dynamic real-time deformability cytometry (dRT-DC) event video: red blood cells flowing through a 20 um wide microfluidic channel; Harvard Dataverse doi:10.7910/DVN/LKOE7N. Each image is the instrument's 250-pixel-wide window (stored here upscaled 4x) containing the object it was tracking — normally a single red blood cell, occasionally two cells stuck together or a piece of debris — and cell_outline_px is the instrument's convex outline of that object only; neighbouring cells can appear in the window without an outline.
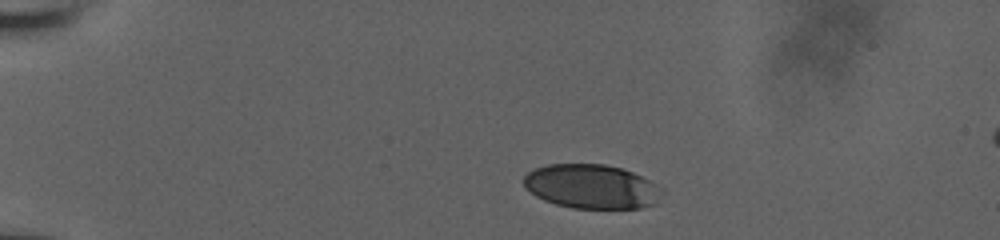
{"species": "human", "species_latin": "Homo sapiens", "temperature_condition": "room temperature", "stored_images_in_passage": 38, "camera_frame_rate_fps": 3000, "um_per_image_px": 0.085, "donor": {"sex": "male"}, "frame": {"image": 1, "passage_image": 1, "time_ms": 0.0, "image_size_px": [1000, 240], "cell_outline_px": [[664, 192], [652, 204], [640, 208], [572, 208], [556, 204], [544, 200], [536, 196], [524, 188], [524, 176], [528, 172], [536, 168], [548, 164], [604, 164], [620, 168], [632, 172], [664, 188]], "centroid_in_image_um": [50.26, 15.85], "position_along_channel_um": 34.7, "area_um2": 35.49}}
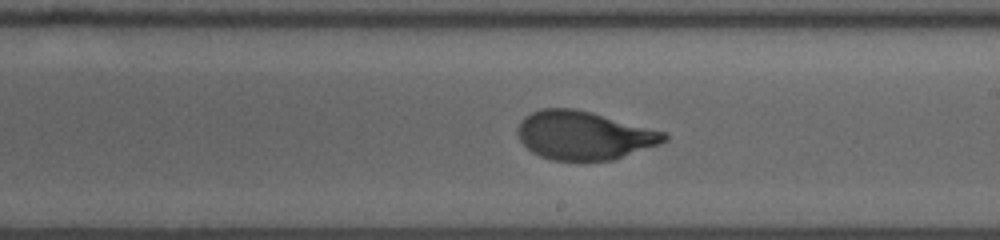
{"frame": {"image": 2, "passage_image": 23, "time_ms": 7.333, "image_size_px": [1000, 240], "cell_outline_px": [[668, 140], [660, 144], [612, 160], [552, 160], [540, 156], [532, 152], [520, 140], [516, 132], [516, 128], [520, 120], [524, 116], [532, 112], [544, 108], [572, 108], [592, 112], [664, 132], [668, 136]], "centroid_in_image_um": [49.6, 11.5], "position_along_channel_um": 239.4, "area_um2": 41.27}}
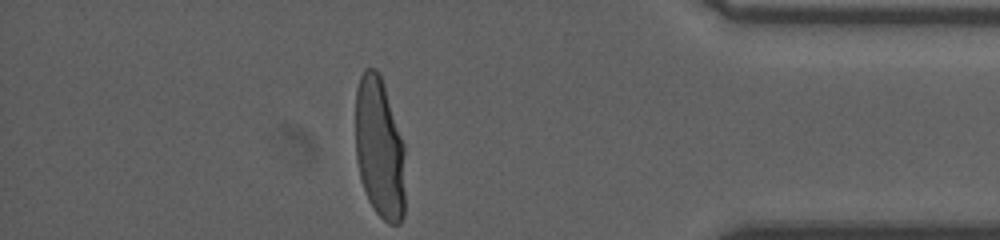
{"frame": {"image": 3, "passage_image": 38, "time_ms": 12.333, "image_size_px": [1000, 240], "cell_outline_px": [[404, 216], [400, 224], [388, 224], [376, 212], [368, 200], [360, 176], [356, 160], [356, 88], [360, 76], [364, 68], [376, 68], [380, 76], [404, 144]], "centroid_in_image_um": [32.25, 12.63], "position_along_channel_um": 402.9, "area_um2": 40.81}, "authors_computed_cell_mechanics": {"area_um2": 40.8357, "velocity_mm_per_s": 3.8473, "shape_relaxation_time_tau1_ms": 4.3172, "shape_relaxation_time_tau2_ms": null, "deformation_change_tau1": 0.2138, "deformation_change_tau2": null}}